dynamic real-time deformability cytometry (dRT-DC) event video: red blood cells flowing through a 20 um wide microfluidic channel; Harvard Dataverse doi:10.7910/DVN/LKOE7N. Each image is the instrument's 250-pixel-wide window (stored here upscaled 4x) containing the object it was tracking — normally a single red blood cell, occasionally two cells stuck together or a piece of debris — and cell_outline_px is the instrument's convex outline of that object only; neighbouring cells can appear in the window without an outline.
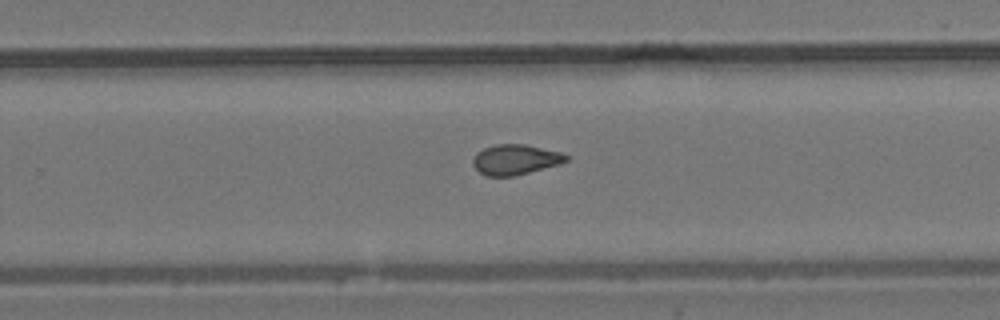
{"species": "common noctule bat (a hibernating species)", "species_latin": "Nyctalus noctula", "temperature_condition": "room temperature", "stored_images_in_passage": 8, "camera_frame_rate_fps": 3000, "um_per_image_px": 0.085, "animal": {"sex": "male", "body_mass_g": 19.2, "forearm_length_mm": 51.8}, "frame": {"image": 1, "passage_image": 7, "time_ms": 8.0, "image_size_px": [1000, 320], "cell_outline_px": [[568, 160], [560, 164], [512, 176], [484, 176], [472, 164], [472, 160], [476, 152], [484, 148], [496, 144], [524, 144], [560, 152], [568, 156]], "centroid_in_image_um": [43.77, 13.56], "position_along_channel_um": 286.0, "area_um2": 16.3}}
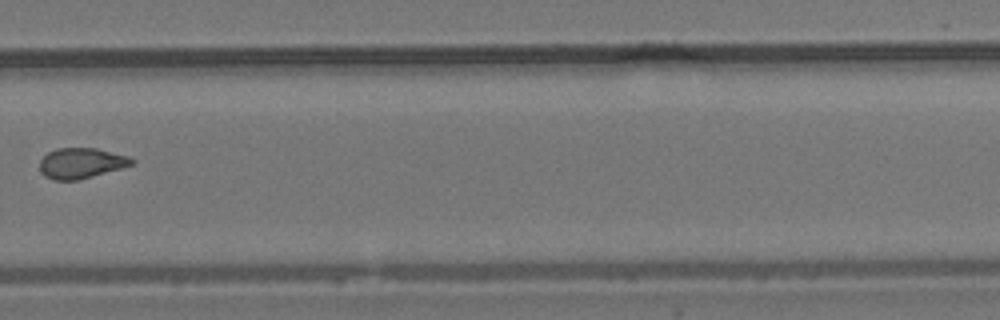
{"frame": {"image": 2, "passage_image": 8, "time_ms": 9.0, "image_size_px": [1000, 320], "cell_outline_px": [[136, 160], [132, 164], [120, 168], [92, 176], [76, 180], [52, 180], [44, 176], [40, 172], [40, 160], [48, 152], [56, 148], [96, 148], [128, 156]], "centroid_in_image_um": [6.86, 13.86], "position_along_channel_um": 322.9, "area_um2": 16.24}}